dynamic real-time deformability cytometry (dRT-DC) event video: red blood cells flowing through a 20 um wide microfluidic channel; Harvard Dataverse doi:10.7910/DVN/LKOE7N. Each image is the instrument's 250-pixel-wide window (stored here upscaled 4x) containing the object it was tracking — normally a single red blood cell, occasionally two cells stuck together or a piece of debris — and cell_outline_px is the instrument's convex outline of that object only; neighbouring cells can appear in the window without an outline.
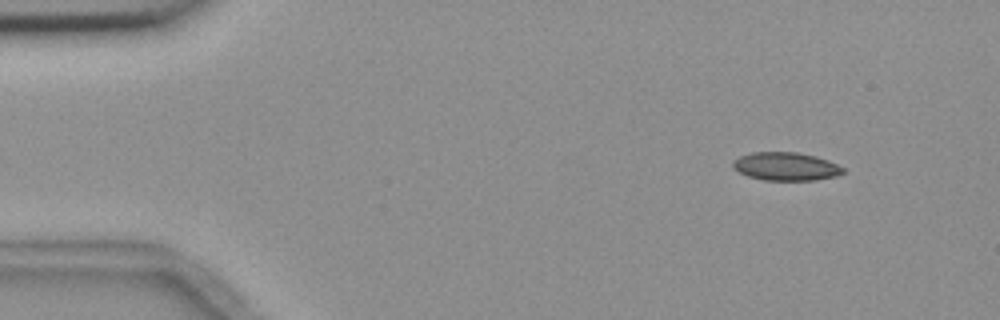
{"species": "common noctule bat (a hibernating species)", "species_latin": "Nyctalus noctula", "temperature_condition": "room temperature", "stored_images_in_passage": 6, "camera_frame_rate_fps": 3000, "um_per_image_px": 0.085, "animal": {"sex": "female", "body_mass_g": 18.4}, "frame": {"image": 1, "passage_image": 2, "time_ms": 1.333, "image_size_px": [1000, 320], "cell_outline_px": [[844, 172], [836, 176], [816, 180], [764, 180], [748, 176], [740, 172], [732, 164], [732, 160], [740, 156], [752, 152], [800, 152], [816, 156], [828, 160], [844, 168]], "centroid_in_image_um": [66.81, 14.14], "position_along_channel_um": 18.2, "area_um2": 18.09}}
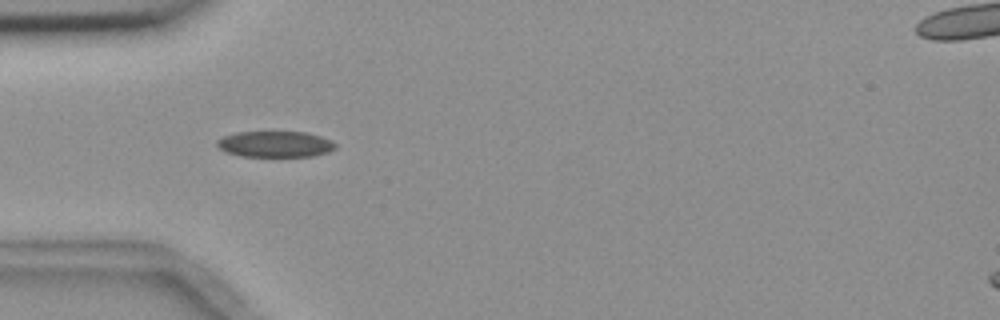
{"frame": {"image": 2, "passage_image": 5, "time_ms": 5.0, "image_size_px": [1000, 320], "cell_outline_px": [[336, 148], [328, 152], [312, 156], [240, 156], [224, 152], [216, 144], [216, 140], [224, 136], [236, 132], [308, 132], [332, 140], [336, 144]], "centroid_in_image_um": [23.39, 12.25], "position_along_channel_um": 61.6, "area_um2": 18.03}}